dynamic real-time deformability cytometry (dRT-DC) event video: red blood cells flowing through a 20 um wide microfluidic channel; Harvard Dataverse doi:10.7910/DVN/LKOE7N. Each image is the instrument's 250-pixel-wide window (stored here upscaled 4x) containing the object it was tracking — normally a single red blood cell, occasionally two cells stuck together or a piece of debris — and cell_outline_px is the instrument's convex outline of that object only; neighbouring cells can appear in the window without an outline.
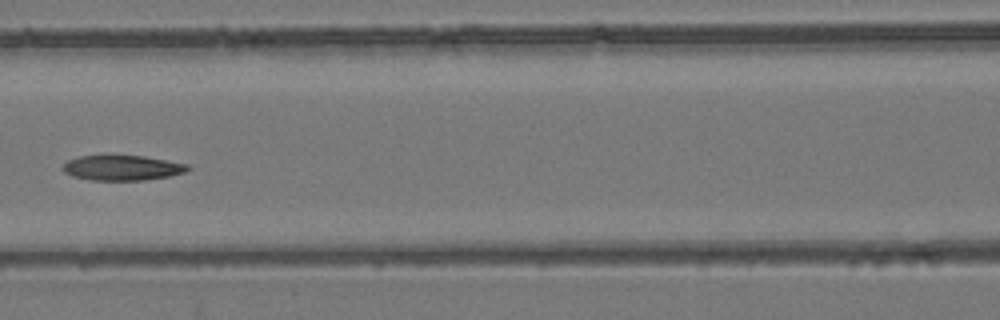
{"species": "common noctule bat (a hibernating species)", "species_latin": "Nyctalus noctula", "temperature_condition": "room temperature", "stored_images_in_passage": 6, "camera_frame_rate_fps": 3000, "um_per_image_px": 0.085, "animal": {"sex": "female", "body_mass_g": 24.6, "forearm_length_mm": 56.2}, "frame": {"image": 1, "passage_image": 6, "time_ms": 6.333, "image_size_px": [1000, 320], "cell_outline_px": [[192, 168], [184, 172], [168, 176], [144, 180], [92, 180], [72, 176], [64, 172], [60, 168], [68, 160], [80, 156], [100, 152], [108, 152], [144, 156], [168, 160], [188, 164]], "centroid_in_image_um": [10.33, 14.2], "position_along_channel_um": 156.3, "area_um2": 19.25}}